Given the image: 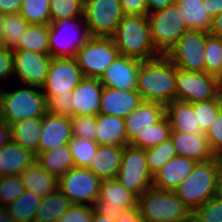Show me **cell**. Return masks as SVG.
<instances>
[{
  "mask_svg": "<svg viewBox=\"0 0 222 222\" xmlns=\"http://www.w3.org/2000/svg\"><path fill=\"white\" fill-rule=\"evenodd\" d=\"M176 66L165 56L140 62L136 91L143 101L166 106L176 100Z\"/></svg>",
  "mask_w": 222,
  "mask_h": 222,
  "instance_id": "cell-1",
  "label": "cell"
},
{
  "mask_svg": "<svg viewBox=\"0 0 222 222\" xmlns=\"http://www.w3.org/2000/svg\"><path fill=\"white\" fill-rule=\"evenodd\" d=\"M111 38L120 55L141 61L160 56L151 40L148 16L124 15Z\"/></svg>",
  "mask_w": 222,
  "mask_h": 222,
  "instance_id": "cell-2",
  "label": "cell"
},
{
  "mask_svg": "<svg viewBox=\"0 0 222 222\" xmlns=\"http://www.w3.org/2000/svg\"><path fill=\"white\" fill-rule=\"evenodd\" d=\"M138 208L145 222H185L192 219V211L174 191L147 189L138 198Z\"/></svg>",
  "mask_w": 222,
  "mask_h": 222,
  "instance_id": "cell-3",
  "label": "cell"
},
{
  "mask_svg": "<svg viewBox=\"0 0 222 222\" xmlns=\"http://www.w3.org/2000/svg\"><path fill=\"white\" fill-rule=\"evenodd\" d=\"M6 92L0 88V121L13 124L26 118L43 117L47 112V98L38 89L29 86ZM38 91H37V90Z\"/></svg>",
  "mask_w": 222,
  "mask_h": 222,
  "instance_id": "cell-4",
  "label": "cell"
},
{
  "mask_svg": "<svg viewBox=\"0 0 222 222\" xmlns=\"http://www.w3.org/2000/svg\"><path fill=\"white\" fill-rule=\"evenodd\" d=\"M174 192L192 212L208 202L216 195V156L208 161L197 162Z\"/></svg>",
  "mask_w": 222,
  "mask_h": 222,
  "instance_id": "cell-5",
  "label": "cell"
},
{
  "mask_svg": "<svg viewBox=\"0 0 222 222\" xmlns=\"http://www.w3.org/2000/svg\"><path fill=\"white\" fill-rule=\"evenodd\" d=\"M150 35L153 46L160 55H166L188 31L183 15L176 3L164 9L148 13Z\"/></svg>",
  "mask_w": 222,
  "mask_h": 222,
  "instance_id": "cell-6",
  "label": "cell"
},
{
  "mask_svg": "<svg viewBox=\"0 0 222 222\" xmlns=\"http://www.w3.org/2000/svg\"><path fill=\"white\" fill-rule=\"evenodd\" d=\"M48 37L49 54L52 58L76 57L78 49L91 38L83 18L62 19L50 23Z\"/></svg>",
  "mask_w": 222,
  "mask_h": 222,
  "instance_id": "cell-7",
  "label": "cell"
},
{
  "mask_svg": "<svg viewBox=\"0 0 222 222\" xmlns=\"http://www.w3.org/2000/svg\"><path fill=\"white\" fill-rule=\"evenodd\" d=\"M119 55L112 38L91 37L78 49L75 58L83 77L99 79Z\"/></svg>",
  "mask_w": 222,
  "mask_h": 222,
  "instance_id": "cell-8",
  "label": "cell"
},
{
  "mask_svg": "<svg viewBox=\"0 0 222 222\" xmlns=\"http://www.w3.org/2000/svg\"><path fill=\"white\" fill-rule=\"evenodd\" d=\"M124 15L119 0H84L83 19L91 37L111 38Z\"/></svg>",
  "mask_w": 222,
  "mask_h": 222,
  "instance_id": "cell-9",
  "label": "cell"
},
{
  "mask_svg": "<svg viewBox=\"0 0 222 222\" xmlns=\"http://www.w3.org/2000/svg\"><path fill=\"white\" fill-rule=\"evenodd\" d=\"M116 179L138 198L152 187L153 175L147 166L145 149L136 148L130 144L123 146Z\"/></svg>",
  "mask_w": 222,
  "mask_h": 222,
  "instance_id": "cell-10",
  "label": "cell"
},
{
  "mask_svg": "<svg viewBox=\"0 0 222 222\" xmlns=\"http://www.w3.org/2000/svg\"><path fill=\"white\" fill-rule=\"evenodd\" d=\"M101 179L88 168L73 166L58 179V189L72 204H85L95 207Z\"/></svg>",
  "mask_w": 222,
  "mask_h": 222,
  "instance_id": "cell-11",
  "label": "cell"
},
{
  "mask_svg": "<svg viewBox=\"0 0 222 222\" xmlns=\"http://www.w3.org/2000/svg\"><path fill=\"white\" fill-rule=\"evenodd\" d=\"M209 33L188 30L165 55L175 66L189 72H205V43Z\"/></svg>",
  "mask_w": 222,
  "mask_h": 222,
  "instance_id": "cell-12",
  "label": "cell"
},
{
  "mask_svg": "<svg viewBox=\"0 0 222 222\" xmlns=\"http://www.w3.org/2000/svg\"><path fill=\"white\" fill-rule=\"evenodd\" d=\"M176 100L197 102L215 99L220 94L219 78L206 72L176 68Z\"/></svg>",
  "mask_w": 222,
  "mask_h": 222,
  "instance_id": "cell-13",
  "label": "cell"
},
{
  "mask_svg": "<svg viewBox=\"0 0 222 222\" xmlns=\"http://www.w3.org/2000/svg\"><path fill=\"white\" fill-rule=\"evenodd\" d=\"M138 207V197L115 179L101 181L96 210L112 220L120 218L125 210Z\"/></svg>",
  "mask_w": 222,
  "mask_h": 222,
  "instance_id": "cell-14",
  "label": "cell"
},
{
  "mask_svg": "<svg viewBox=\"0 0 222 222\" xmlns=\"http://www.w3.org/2000/svg\"><path fill=\"white\" fill-rule=\"evenodd\" d=\"M82 79L75 57L52 58L41 90H44V94L72 95Z\"/></svg>",
  "mask_w": 222,
  "mask_h": 222,
  "instance_id": "cell-15",
  "label": "cell"
},
{
  "mask_svg": "<svg viewBox=\"0 0 222 222\" xmlns=\"http://www.w3.org/2000/svg\"><path fill=\"white\" fill-rule=\"evenodd\" d=\"M14 76H17L27 86L42 87L48 74L52 60L50 54L32 51L13 50Z\"/></svg>",
  "mask_w": 222,
  "mask_h": 222,
  "instance_id": "cell-16",
  "label": "cell"
},
{
  "mask_svg": "<svg viewBox=\"0 0 222 222\" xmlns=\"http://www.w3.org/2000/svg\"><path fill=\"white\" fill-rule=\"evenodd\" d=\"M141 60L119 55L99 78L103 87L117 90H136Z\"/></svg>",
  "mask_w": 222,
  "mask_h": 222,
  "instance_id": "cell-17",
  "label": "cell"
},
{
  "mask_svg": "<svg viewBox=\"0 0 222 222\" xmlns=\"http://www.w3.org/2000/svg\"><path fill=\"white\" fill-rule=\"evenodd\" d=\"M70 117L47 112L42 117V130L38 142V153L68 144L72 139Z\"/></svg>",
  "mask_w": 222,
  "mask_h": 222,
  "instance_id": "cell-18",
  "label": "cell"
},
{
  "mask_svg": "<svg viewBox=\"0 0 222 222\" xmlns=\"http://www.w3.org/2000/svg\"><path fill=\"white\" fill-rule=\"evenodd\" d=\"M102 90L103 85L98 78L83 77L72 91V116H97L100 110Z\"/></svg>",
  "mask_w": 222,
  "mask_h": 222,
  "instance_id": "cell-19",
  "label": "cell"
},
{
  "mask_svg": "<svg viewBox=\"0 0 222 222\" xmlns=\"http://www.w3.org/2000/svg\"><path fill=\"white\" fill-rule=\"evenodd\" d=\"M142 101L136 90L120 91L111 87H103L99 113L125 119L138 108Z\"/></svg>",
  "mask_w": 222,
  "mask_h": 222,
  "instance_id": "cell-20",
  "label": "cell"
},
{
  "mask_svg": "<svg viewBox=\"0 0 222 222\" xmlns=\"http://www.w3.org/2000/svg\"><path fill=\"white\" fill-rule=\"evenodd\" d=\"M172 140L177 156L204 162L215 158L205 133H183L171 131Z\"/></svg>",
  "mask_w": 222,
  "mask_h": 222,
  "instance_id": "cell-21",
  "label": "cell"
},
{
  "mask_svg": "<svg viewBox=\"0 0 222 222\" xmlns=\"http://www.w3.org/2000/svg\"><path fill=\"white\" fill-rule=\"evenodd\" d=\"M196 161L182 156H175L153 175L152 187L174 191L193 171Z\"/></svg>",
  "mask_w": 222,
  "mask_h": 222,
  "instance_id": "cell-22",
  "label": "cell"
},
{
  "mask_svg": "<svg viewBox=\"0 0 222 222\" xmlns=\"http://www.w3.org/2000/svg\"><path fill=\"white\" fill-rule=\"evenodd\" d=\"M164 115V105L142 101L138 108L125 118L127 145L135 140L141 130L143 131L150 124L157 123Z\"/></svg>",
  "mask_w": 222,
  "mask_h": 222,
  "instance_id": "cell-23",
  "label": "cell"
},
{
  "mask_svg": "<svg viewBox=\"0 0 222 222\" xmlns=\"http://www.w3.org/2000/svg\"><path fill=\"white\" fill-rule=\"evenodd\" d=\"M35 160L34 153L11 140L0 149V176L20 175Z\"/></svg>",
  "mask_w": 222,
  "mask_h": 222,
  "instance_id": "cell-24",
  "label": "cell"
},
{
  "mask_svg": "<svg viewBox=\"0 0 222 222\" xmlns=\"http://www.w3.org/2000/svg\"><path fill=\"white\" fill-rule=\"evenodd\" d=\"M99 145H127L125 119L106 114L96 116V137Z\"/></svg>",
  "mask_w": 222,
  "mask_h": 222,
  "instance_id": "cell-25",
  "label": "cell"
},
{
  "mask_svg": "<svg viewBox=\"0 0 222 222\" xmlns=\"http://www.w3.org/2000/svg\"><path fill=\"white\" fill-rule=\"evenodd\" d=\"M123 146L99 145L88 169L101 180L115 179L120 168Z\"/></svg>",
  "mask_w": 222,
  "mask_h": 222,
  "instance_id": "cell-26",
  "label": "cell"
},
{
  "mask_svg": "<svg viewBox=\"0 0 222 222\" xmlns=\"http://www.w3.org/2000/svg\"><path fill=\"white\" fill-rule=\"evenodd\" d=\"M165 115L169 121L171 131L183 133H202L190 102L174 100L165 106Z\"/></svg>",
  "mask_w": 222,
  "mask_h": 222,
  "instance_id": "cell-27",
  "label": "cell"
},
{
  "mask_svg": "<svg viewBox=\"0 0 222 222\" xmlns=\"http://www.w3.org/2000/svg\"><path fill=\"white\" fill-rule=\"evenodd\" d=\"M20 179L26 190L45 197L58 189V178L34 162L21 174Z\"/></svg>",
  "mask_w": 222,
  "mask_h": 222,
  "instance_id": "cell-28",
  "label": "cell"
},
{
  "mask_svg": "<svg viewBox=\"0 0 222 222\" xmlns=\"http://www.w3.org/2000/svg\"><path fill=\"white\" fill-rule=\"evenodd\" d=\"M188 30L209 33L212 18L207 13L206 2L203 0H176Z\"/></svg>",
  "mask_w": 222,
  "mask_h": 222,
  "instance_id": "cell-29",
  "label": "cell"
},
{
  "mask_svg": "<svg viewBox=\"0 0 222 222\" xmlns=\"http://www.w3.org/2000/svg\"><path fill=\"white\" fill-rule=\"evenodd\" d=\"M42 130V117L26 118L11 124L12 141L35 154Z\"/></svg>",
  "mask_w": 222,
  "mask_h": 222,
  "instance_id": "cell-30",
  "label": "cell"
},
{
  "mask_svg": "<svg viewBox=\"0 0 222 222\" xmlns=\"http://www.w3.org/2000/svg\"><path fill=\"white\" fill-rule=\"evenodd\" d=\"M35 162L58 179L74 166L69 144L38 153Z\"/></svg>",
  "mask_w": 222,
  "mask_h": 222,
  "instance_id": "cell-31",
  "label": "cell"
},
{
  "mask_svg": "<svg viewBox=\"0 0 222 222\" xmlns=\"http://www.w3.org/2000/svg\"><path fill=\"white\" fill-rule=\"evenodd\" d=\"M72 203L57 189L50 195L42 197L36 210L34 222H56L70 208Z\"/></svg>",
  "mask_w": 222,
  "mask_h": 222,
  "instance_id": "cell-32",
  "label": "cell"
},
{
  "mask_svg": "<svg viewBox=\"0 0 222 222\" xmlns=\"http://www.w3.org/2000/svg\"><path fill=\"white\" fill-rule=\"evenodd\" d=\"M49 25L29 24L20 39L19 45L13 50L32 51L49 54Z\"/></svg>",
  "mask_w": 222,
  "mask_h": 222,
  "instance_id": "cell-33",
  "label": "cell"
},
{
  "mask_svg": "<svg viewBox=\"0 0 222 222\" xmlns=\"http://www.w3.org/2000/svg\"><path fill=\"white\" fill-rule=\"evenodd\" d=\"M170 133V124L164 115L157 123L150 124L143 131L141 130L130 145L140 149L152 148L168 140Z\"/></svg>",
  "mask_w": 222,
  "mask_h": 222,
  "instance_id": "cell-34",
  "label": "cell"
},
{
  "mask_svg": "<svg viewBox=\"0 0 222 222\" xmlns=\"http://www.w3.org/2000/svg\"><path fill=\"white\" fill-rule=\"evenodd\" d=\"M41 199L40 195L25 189L18 198L6 207L16 222H33Z\"/></svg>",
  "mask_w": 222,
  "mask_h": 222,
  "instance_id": "cell-35",
  "label": "cell"
},
{
  "mask_svg": "<svg viewBox=\"0 0 222 222\" xmlns=\"http://www.w3.org/2000/svg\"><path fill=\"white\" fill-rule=\"evenodd\" d=\"M28 25L19 12L5 14L3 25L4 46L12 50L15 49Z\"/></svg>",
  "mask_w": 222,
  "mask_h": 222,
  "instance_id": "cell-36",
  "label": "cell"
},
{
  "mask_svg": "<svg viewBox=\"0 0 222 222\" xmlns=\"http://www.w3.org/2000/svg\"><path fill=\"white\" fill-rule=\"evenodd\" d=\"M19 13L28 24L50 25V0H24Z\"/></svg>",
  "mask_w": 222,
  "mask_h": 222,
  "instance_id": "cell-37",
  "label": "cell"
},
{
  "mask_svg": "<svg viewBox=\"0 0 222 222\" xmlns=\"http://www.w3.org/2000/svg\"><path fill=\"white\" fill-rule=\"evenodd\" d=\"M75 167L88 168L99 144L95 140L72 137L68 143Z\"/></svg>",
  "mask_w": 222,
  "mask_h": 222,
  "instance_id": "cell-38",
  "label": "cell"
},
{
  "mask_svg": "<svg viewBox=\"0 0 222 222\" xmlns=\"http://www.w3.org/2000/svg\"><path fill=\"white\" fill-rule=\"evenodd\" d=\"M192 105L201 132L206 133L222 110V98L219 94L215 99L193 102Z\"/></svg>",
  "mask_w": 222,
  "mask_h": 222,
  "instance_id": "cell-39",
  "label": "cell"
},
{
  "mask_svg": "<svg viewBox=\"0 0 222 222\" xmlns=\"http://www.w3.org/2000/svg\"><path fill=\"white\" fill-rule=\"evenodd\" d=\"M148 169L152 175L160 170L173 157L177 156L172 140L169 138L158 146L145 149Z\"/></svg>",
  "mask_w": 222,
  "mask_h": 222,
  "instance_id": "cell-40",
  "label": "cell"
},
{
  "mask_svg": "<svg viewBox=\"0 0 222 222\" xmlns=\"http://www.w3.org/2000/svg\"><path fill=\"white\" fill-rule=\"evenodd\" d=\"M205 72L222 77V38L209 35L205 43Z\"/></svg>",
  "mask_w": 222,
  "mask_h": 222,
  "instance_id": "cell-41",
  "label": "cell"
},
{
  "mask_svg": "<svg viewBox=\"0 0 222 222\" xmlns=\"http://www.w3.org/2000/svg\"><path fill=\"white\" fill-rule=\"evenodd\" d=\"M84 0H50V23L62 19L82 18Z\"/></svg>",
  "mask_w": 222,
  "mask_h": 222,
  "instance_id": "cell-42",
  "label": "cell"
},
{
  "mask_svg": "<svg viewBox=\"0 0 222 222\" xmlns=\"http://www.w3.org/2000/svg\"><path fill=\"white\" fill-rule=\"evenodd\" d=\"M194 222H222V197L214 195L192 212Z\"/></svg>",
  "mask_w": 222,
  "mask_h": 222,
  "instance_id": "cell-43",
  "label": "cell"
},
{
  "mask_svg": "<svg viewBox=\"0 0 222 222\" xmlns=\"http://www.w3.org/2000/svg\"><path fill=\"white\" fill-rule=\"evenodd\" d=\"M25 191L20 175L1 176L0 205L7 206Z\"/></svg>",
  "mask_w": 222,
  "mask_h": 222,
  "instance_id": "cell-44",
  "label": "cell"
},
{
  "mask_svg": "<svg viewBox=\"0 0 222 222\" xmlns=\"http://www.w3.org/2000/svg\"><path fill=\"white\" fill-rule=\"evenodd\" d=\"M72 124V136L76 138L95 140L96 116L79 115L70 118Z\"/></svg>",
  "mask_w": 222,
  "mask_h": 222,
  "instance_id": "cell-45",
  "label": "cell"
},
{
  "mask_svg": "<svg viewBox=\"0 0 222 222\" xmlns=\"http://www.w3.org/2000/svg\"><path fill=\"white\" fill-rule=\"evenodd\" d=\"M47 98V110L51 114L72 117V95L44 94Z\"/></svg>",
  "mask_w": 222,
  "mask_h": 222,
  "instance_id": "cell-46",
  "label": "cell"
},
{
  "mask_svg": "<svg viewBox=\"0 0 222 222\" xmlns=\"http://www.w3.org/2000/svg\"><path fill=\"white\" fill-rule=\"evenodd\" d=\"M95 207L88 204H72L56 222H91Z\"/></svg>",
  "mask_w": 222,
  "mask_h": 222,
  "instance_id": "cell-47",
  "label": "cell"
},
{
  "mask_svg": "<svg viewBox=\"0 0 222 222\" xmlns=\"http://www.w3.org/2000/svg\"><path fill=\"white\" fill-rule=\"evenodd\" d=\"M209 146L216 156L222 150V110L205 133Z\"/></svg>",
  "mask_w": 222,
  "mask_h": 222,
  "instance_id": "cell-48",
  "label": "cell"
},
{
  "mask_svg": "<svg viewBox=\"0 0 222 222\" xmlns=\"http://www.w3.org/2000/svg\"><path fill=\"white\" fill-rule=\"evenodd\" d=\"M14 75V53L5 46L0 47V80Z\"/></svg>",
  "mask_w": 222,
  "mask_h": 222,
  "instance_id": "cell-49",
  "label": "cell"
},
{
  "mask_svg": "<svg viewBox=\"0 0 222 222\" xmlns=\"http://www.w3.org/2000/svg\"><path fill=\"white\" fill-rule=\"evenodd\" d=\"M125 15H148L147 0H119Z\"/></svg>",
  "mask_w": 222,
  "mask_h": 222,
  "instance_id": "cell-50",
  "label": "cell"
},
{
  "mask_svg": "<svg viewBox=\"0 0 222 222\" xmlns=\"http://www.w3.org/2000/svg\"><path fill=\"white\" fill-rule=\"evenodd\" d=\"M24 0H0V13H18Z\"/></svg>",
  "mask_w": 222,
  "mask_h": 222,
  "instance_id": "cell-51",
  "label": "cell"
},
{
  "mask_svg": "<svg viewBox=\"0 0 222 222\" xmlns=\"http://www.w3.org/2000/svg\"><path fill=\"white\" fill-rule=\"evenodd\" d=\"M115 222H145L139 208H131L125 210L120 218H117Z\"/></svg>",
  "mask_w": 222,
  "mask_h": 222,
  "instance_id": "cell-52",
  "label": "cell"
},
{
  "mask_svg": "<svg viewBox=\"0 0 222 222\" xmlns=\"http://www.w3.org/2000/svg\"><path fill=\"white\" fill-rule=\"evenodd\" d=\"M206 2L207 13L213 19L222 12V0H203Z\"/></svg>",
  "mask_w": 222,
  "mask_h": 222,
  "instance_id": "cell-53",
  "label": "cell"
},
{
  "mask_svg": "<svg viewBox=\"0 0 222 222\" xmlns=\"http://www.w3.org/2000/svg\"><path fill=\"white\" fill-rule=\"evenodd\" d=\"M12 140L11 125L0 121V149Z\"/></svg>",
  "mask_w": 222,
  "mask_h": 222,
  "instance_id": "cell-54",
  "label": "cell"
},
{
  "mask_svg": "<svg viewBox=\"0 0 222 222\" xmlns=\"http://www.w3.org/2000/svg\"><path fill=\"white\" fill-rule=\"evenodd\" d=\"M176 0H147L148 13L164 9L168 5L174 4Z\"/></svg>",
  "mask_w": 222,
  "mask_h": 222,
  "instance_id": "cell-55",
  "label": "cell"
},
{
  "mask_svg": "<svg viewBox=\"0 0 222 222\" xmlns=\"http://www.w3.org/2000/svg\"><path fill=\"white\" fill-rule=\"evenodd\" d=\"M209 34L222 38V12L213 18Z\"/></svg>",
  "mask_w": 222,
  "mask_h": 222,
  "instance_id": "cell-56",
  "label": "cell"
},
{
  "mask_svg": "<svg viewBox=\"0 0 222 222\" xmlns=\"http://www.w3.org/2000/svg\"><path fill=\"white\" fill-rule=\"evenodd\" d=\"M216 195L222 197V160L216 156Z\"/></svg>",
  "mask_w": 222,
  "mask_h": 222,
  "instance_id": "cell-57",
  "label": "cell"
},
{
  "mask_svg": "<svg viewBox=\"0 0 222 222\" xmlns=\"http://www.w3.org/2000/svg\"><path fill=\"white\" fill-rule=\"evenodd\" d=\"M0 222H16L6 206H0Z\"/></svg>",
  "mask_w": 222,
  "mask_h": 222,
  "instance_id": "cell-58",
  "label": "cell"
},
{
  "mask_svg": "<svg viewBox=\"0 0 222 222\" xmlns=\"http://www.w3.org/2000/svg\"><path fill=\"white\" fill-rule=\"evenodd\" d=\"M91 222H115L107 215L99 213L96 208Z\"/></svg>",
  "mask_w": 222,
  "mask_h": 222,
  "instance_id": "cell-59",
  "label": "cell"
},
{
  "mask_svg": "<svg viewBox=\"0 0 222 222\" xmlns=\"http://www.w3.org/2000/svg\"><path fill=\"white\" fill-rule=\"evenodd\" d=\"M5 14L0 13V47L4 46L3 25Z\"/></svg>",
  "mask_w": 222,
  "mask_h": 222,
  "instance_id": "cell-60",
  "label": "cell"
},
{
  "mask_svg": "<svg viewBox=\"0 0 222 222\" xmlns=\"http://www.w3.org/2000/svg\"><path fill=\"white\" fill-rule=\"evenodd\" d=\"M220 96L222 98V77L219 79Z\"/></svg>",
  "mask_w": 222,
  "mask_h": 222,
  "instance_id": "cell-61",
  "label": "cell"
},
{
  "mask_svg": "<svg viewBox=\"0 0 222 222\" xmlns=\"http://www.w3.org/2000/svg\"><path fill=\"white\" fill-rule=\"evenodd\" d=\"M220 160H222V150L216 155Z\"/></svg>",
  "mask_w": 222,
  "mask_h": 222,
  "instance_id": "cell-62",
  "label": "cell"
},
{
  "mask_svg": "<svg viewBox=\"0 0 222 222\" xmlns=\"http://www.w3.org/2000/svg\"><path fill=\"white\" fill-rule=\"evenodd\" d=\"M185 222H194V220H193V218H192V219L187 220V221H185Z\"/></svg>",
  "mask_w": 222,
  "mask_h": 222,
  "instance_id": "cell-63",
  "label": "cell"
}]
</instances>
